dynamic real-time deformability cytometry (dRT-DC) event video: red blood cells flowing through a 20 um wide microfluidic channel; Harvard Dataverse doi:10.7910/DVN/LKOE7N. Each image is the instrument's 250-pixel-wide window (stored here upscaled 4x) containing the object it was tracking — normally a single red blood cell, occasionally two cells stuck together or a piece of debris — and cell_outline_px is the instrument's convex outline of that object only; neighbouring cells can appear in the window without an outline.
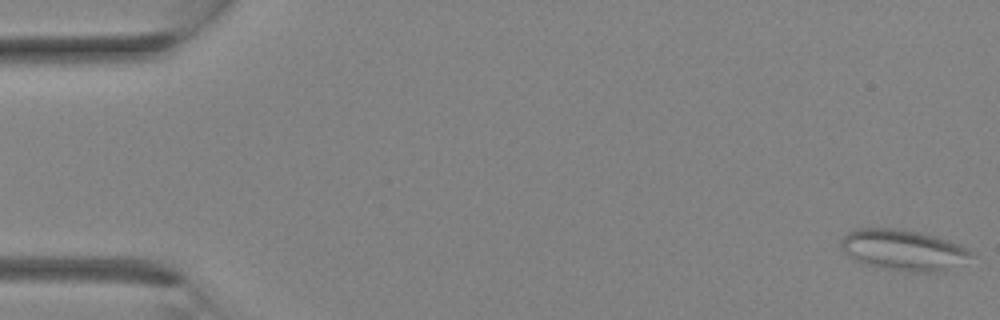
{"species": "Egyptian fruit bat (a non-hibernating species)", "species_latin": "Rousettus aegyptiacus", "temperature_condition": "room temperature", "stored_images_in_passage": 3, "camera_frame_rate_fps": 3000, "um_per_image_px": 0.085, "animal": {"sex": "female"}, "frame": {"image": 1, "passage_image": 1, "time_ms": 0.0, "image_size_px": [1000, 320], "cell_outline_px": [[976, 256], [944, 272], [916, 272], [888, 268], [864, 264], [852, 260], [840, 248], [840, 240], [848, 232], [856, 228], [900, 228], [920, 232], [936, 236], [960, 244], [968, 248]], "centroid_in_image_um": [76.81, 21.24], "position_along_channel_um": 8.2, "area_um2": 31.44}}
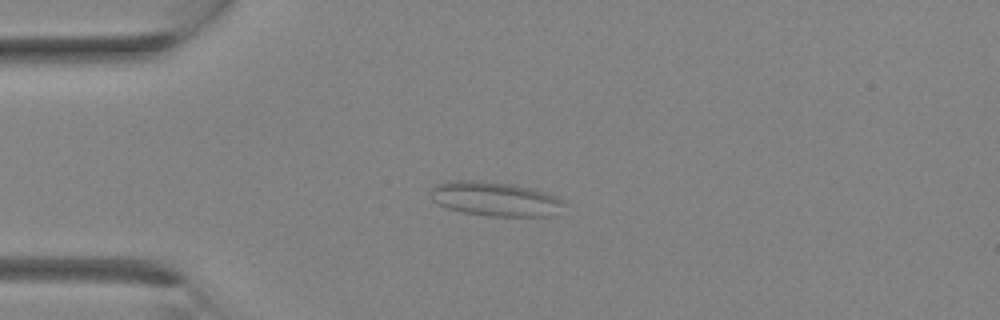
{"frame": {"image": 2, "passage_image": 3, "time_ms": 2.333, "image_size_px": [1000, 320], "cell_outline_px": [[564, 204], [552, 216], [492, 216], [464, 212], [448, 208], [432, 200], [428, 192], [436, 184], [448, 180], [480, 180], [512, 184], [532, 188], [556, 196], [564, 200]], "centroid_in_image_um": [42.05, 16.89], "position_along_channel_um": 42.9, "area_um2": 26.7}}